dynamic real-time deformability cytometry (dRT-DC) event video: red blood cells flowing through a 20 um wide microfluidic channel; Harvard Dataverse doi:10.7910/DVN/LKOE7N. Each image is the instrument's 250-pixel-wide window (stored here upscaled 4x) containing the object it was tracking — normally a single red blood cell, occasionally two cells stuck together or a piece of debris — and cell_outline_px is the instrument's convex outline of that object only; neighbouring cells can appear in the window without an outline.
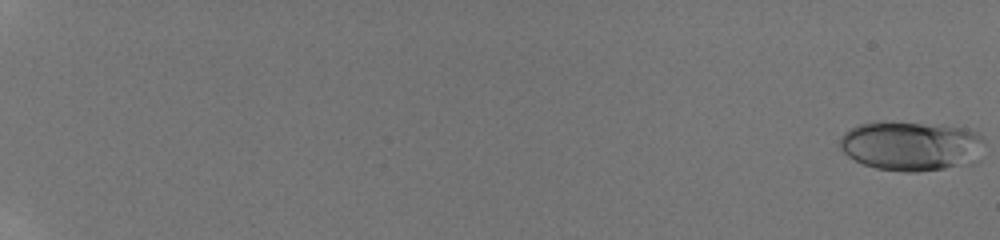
{"species": "human", "species_latin": "Homo sapiens", "temperature_condition": "room temperature", "stored_images_in_passage": 53, "camera_frame_rate_fps": 3000, "um_per_image_px": 0.085, "donor": {"sex": "male"}, "frame": {"image": 1, "passage_image": 1, "time_ms": 0.0, "image_size_px": [1000, 240], "cell_outline_px": [[984, 144], [956, 164], [944, 168], [916, 172], [904, 172], [876, 168], [864, 164], [848, 156], [840, 148], [840, 136], [848, 128], [860, 124], [892, 120], [944, 124], [964, 128], [976, 132], [984, 140]], "centroid_in_image_um": [77.26, 12.33], "position_along_channel_um": 7.7, "area_um2": 40.98}}
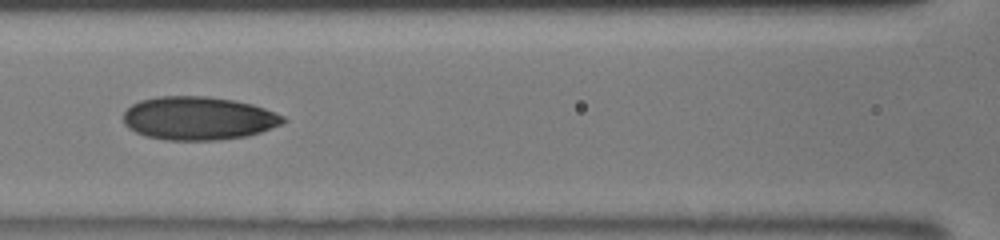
{"frame": {"image": 2, "passage_image": 29, "time_ms": 9.333, "image_size_px": [1000, 240], "cell_outline_px": [[288, 120], [280, 124], [260, 132], [248, 136], [220, 140], [164, 140], [144, 136], [128, 128], [124, 124], [124, 112], [132, 104], [140, 100], [156, 96], [208, 96], [232, 100], [252, 104], [264, 108], [284, 116]], "centroid_in_image_um": [16.84, 10.06], "position_along_channel_um": 149.8, "area_um2": 40.52}}
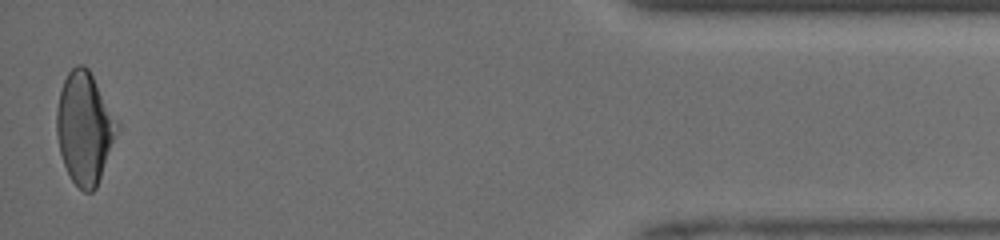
{"frame": {"image": 3, "passage_image": 53, "time_ms": 17.333, "image_size_px": [1000, 240], "cell_outline_px": [[120, 128], [96, 188], [92, 192], [84, 192], [72, 180], [64, 164], [60, 152], [56, 132], [56, 112], [60, 92], [64, 80], [68, 72], [76, 64], [84, 64], [88, 68], [120, 124]], "centroid_in_image_um": [7.2, 10.87], "position_along_channel_um": 428.0, "area_um2": 39.36}, "authors_computed_cell_mechanics": {"area_um2": 39.2462, "velocity_mm_per_s": 4.2389, "shape_relaxation_time_tau1_ms": 7.3474, "shape_relaxation_time_tau2_ms": 2.2711, "deformation_change_tau1": 0.1919, "deformation_change_tau2": 0.0859}}